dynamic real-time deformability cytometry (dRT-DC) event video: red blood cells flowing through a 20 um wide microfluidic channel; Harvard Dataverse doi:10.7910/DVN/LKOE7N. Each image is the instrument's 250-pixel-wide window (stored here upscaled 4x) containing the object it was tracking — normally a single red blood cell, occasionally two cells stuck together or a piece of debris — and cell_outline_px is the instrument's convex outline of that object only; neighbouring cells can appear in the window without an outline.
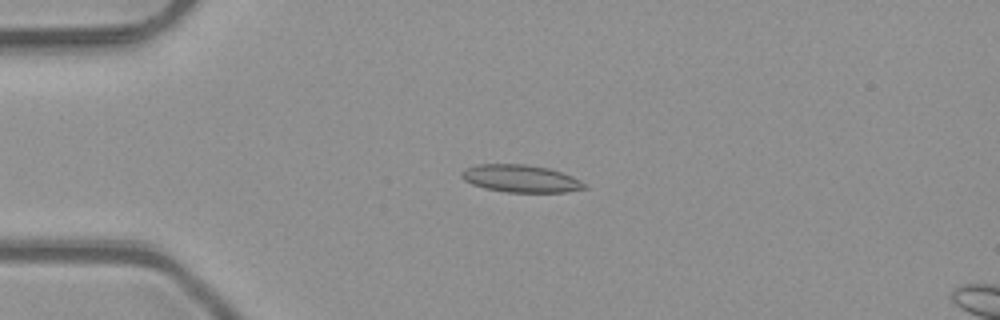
{"species": "common noctule bat (a hibernating species)", "species_latin": "Nyctalus noctula", "temperature_condition": "room temperature", "stored_images_in_passage": 16, "camera_frame_rate_fps": 3000, "um_per_image_px": 0.085, "animal": {"sex": "male", "body_mass_g": 23.1, "forearm_length_mm": 52.7}, "frame": {"image": 1, "passage_image": 12, "time_ms": 3.667, "image_size_px": [1000, 320], "cell_outline_px": [[588, 188], [568, 192], [508, 192], [484, 188], [472, 184], [464, 180], [460, 176], [460, 172], [464, 168], [480, 164], [524, 164], [548, 168], [572, 176], [588, 184]], "centroid_in_image_um": [44.27, 15.18], "position_along_channel_um": 40.7, "area_um2": 19.77}}